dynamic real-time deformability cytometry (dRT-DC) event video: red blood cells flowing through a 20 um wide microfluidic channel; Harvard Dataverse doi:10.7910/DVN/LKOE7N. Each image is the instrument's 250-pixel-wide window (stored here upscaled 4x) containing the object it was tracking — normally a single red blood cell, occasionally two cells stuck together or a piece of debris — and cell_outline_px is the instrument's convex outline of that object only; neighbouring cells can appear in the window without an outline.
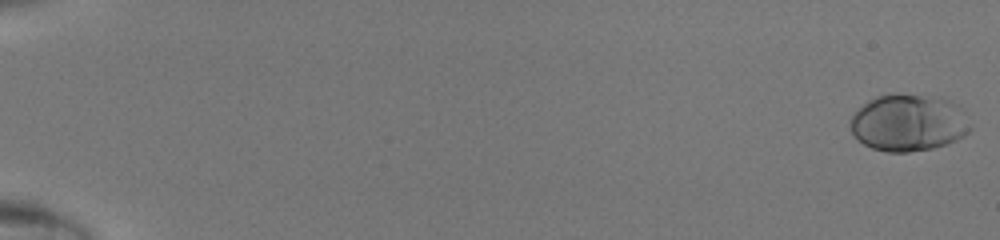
{"species": "human", "species_latin": "Homo sapiens", "temperature_condition": "room temperature", "stored_images_in_passage": 49, "camera_frame_rate_fps": 3000, "um_per_image_px": 0.085, "donor": {"sex": "male"}, "frame": {"image": 1, "passage_image": 1, "time_ms": 0.0, "image_size_px": [1000, 240], "cell_outline_px": [[972, 128], [964, 136], [948, 144], [932, 148], [908, 152], [888, 152], [872, 148], [864, 144], [852, 132], [848, 124], [852, 116], [868, 100], [876, 96], [920, 96], [948, 100], [960, 104]], "centroid_in_image_um": [77.25, 10.47], "position_along_channel_um": 7.8, "area_um2": 39.25}}
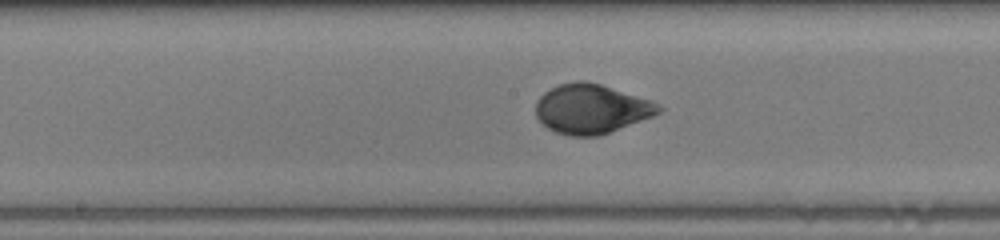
{"frame": {"image": 2, "passage_image": 28, "time_ms": 9.0, "image_size_px": [1000, 240], "cell_outline_px": [[664, 108], [660, 112], [652, 116], [608, 132], [596, 136], [572, 136], [556, 132], [548, 128], [536, 116], [536, 100], [544, 92], [560, 84], [576, 80], [584, 80], [600, 84], [652, 100]], "centroid_in_image_um": [50.25, 9.24], "position_along_channel_um": 197.9, "area_um2": 35.08}}
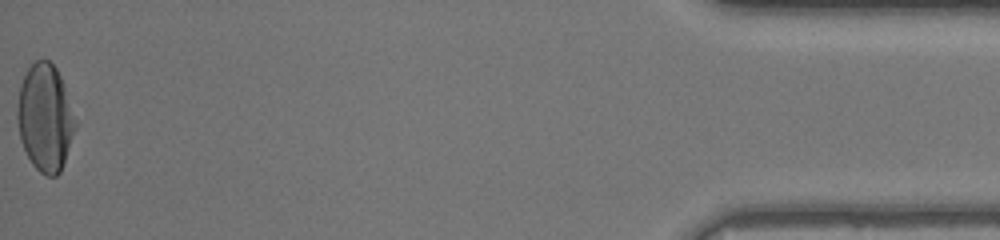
{"frame": {"image": 3, "passage_image": 49, "time_ms": 16.0, "image_size_px": [1000, 240], "cell_outline_px": [[76, 124], [60, 172], [56, 176], [48, 176], [40, 172], [32, 164], [20, 140], [16, 120], [16, 112], [20, 84], [28, 68], [36, 60], [48, 60], [56, 68], [64, 84], [76, 120]], "centroid_in_image_um": [3.81, 9.99], "position_along_channel_um": 431.4, "area_um2": 35.95}}